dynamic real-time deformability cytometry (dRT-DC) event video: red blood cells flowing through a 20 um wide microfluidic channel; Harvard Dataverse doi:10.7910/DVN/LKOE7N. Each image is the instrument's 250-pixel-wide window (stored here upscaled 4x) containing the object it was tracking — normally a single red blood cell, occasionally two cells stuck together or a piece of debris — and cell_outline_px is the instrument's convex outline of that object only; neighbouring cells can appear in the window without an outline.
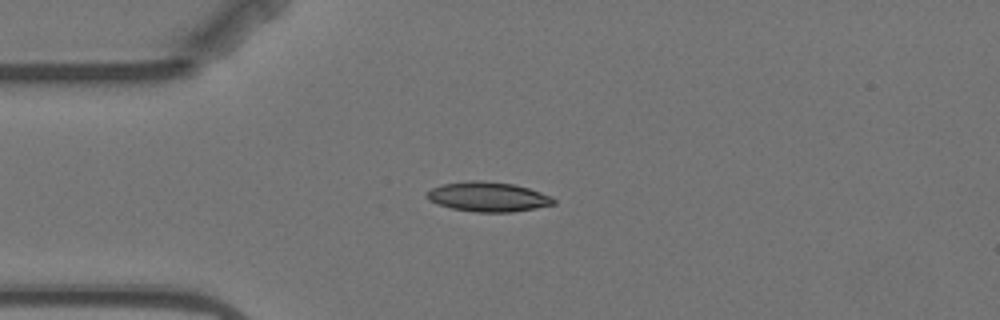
{"species": "Egyptian fruit bat (a non-hibernating species)", "species_latin": "Rousettus aegyptiacus", "temperature_condition": "warm", "stored_images_in_passage": 3, "camera_frame_rate_fps": 3000, "um_per_image_px": 0.085, "animal": {"sex": "female"}, "frame": {"image": 1, "passage_image": 3, "time_ms": 2.667, "image_size_px": [1000, 320], "cell_outline_px": [[556, 204], [536, 208], [512, 212], [476, 212], [452, 208], [436, 204], [428, 200], [424, 196], [432, 188], [440, 184], [468, 180], [480, 180], [512, 184], [528, 188], [552, 196], [556, 200]], "centroid_in_image_um": [41.46, 16.72], "position_along_channel_um": 43.5, "area_um2": 22.08}}